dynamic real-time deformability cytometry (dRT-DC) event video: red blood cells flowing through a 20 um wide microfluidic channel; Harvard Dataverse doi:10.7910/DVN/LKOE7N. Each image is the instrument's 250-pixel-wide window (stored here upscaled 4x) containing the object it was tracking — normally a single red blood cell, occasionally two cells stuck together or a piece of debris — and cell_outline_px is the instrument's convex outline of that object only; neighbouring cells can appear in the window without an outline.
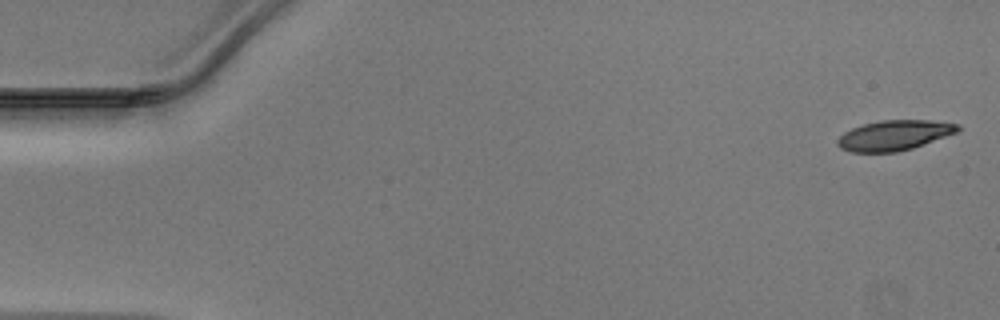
{"species": "Egyptian fruit bat (a non-hibernating species)", "species_latin": "Rousettus aegyptiacus", "temperature_condition": "warm", "stored_images_in_passage": 48, "camera_frame_rate_fps": 3000, "um_per_image_px": 0.085, "animal": {"sex": "male"}, "frame": {"image": 1, "passage_image": 1, "time_ms": 0.0, "image_size_px": [1000, 320], "cell_outline_px": [[960, 128], [956, 132], [924, 144], [912, 148], [896, 152], [852, 152], [840, 148], [836, 144], [836, 140], [844, 132], [852, 128], [864, 124], [880, 120], [928, 120], [960, 124]], "centroid_in_image_um": [75.98, 11.5], "position_along_channel_um": 9.0, "area_um2": 20.98}}
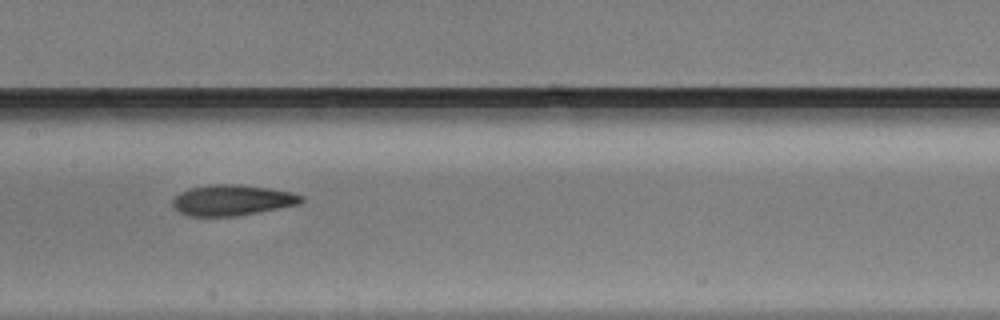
{"frame": {"image": 2, "passage_image": 24, "time_ms": 7.667, "image_size_px": [1000, 320], "cell_outline_px": [[304, 200], [300, 204], [236, 216], [188, 216], [180, 212], [172, 204], [172, 200], [180, 192], [188, 188], [212, 184], [240, 184], [268, 188], [292, 192], [304, 196]], "centroid_in_image_um": [19.74, 17.0], "position_along_channel_um": 187.7, "area_um2": 23.06}}
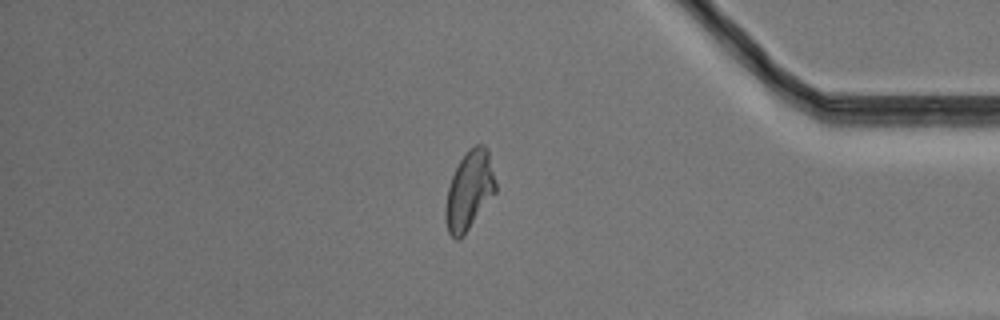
{"frame": {"image": 3, "passage_image": 41, "time_ms": 13.333, "image_size_px": [1000, 320], "cell_outline_px": [[496, 192], [464, 236], [460, 240], [456, 240], [448, 232], [444, 220], [444, 208], [448, 188], [452, 176], [460, 160], [468, 148], [476, 144], [484, 144], [488, 148], [496, 184]], "centroid_in_image_um": [39.88, 16.2], "position_along_channel_um": 395.3, "area_um2": 23.29}}